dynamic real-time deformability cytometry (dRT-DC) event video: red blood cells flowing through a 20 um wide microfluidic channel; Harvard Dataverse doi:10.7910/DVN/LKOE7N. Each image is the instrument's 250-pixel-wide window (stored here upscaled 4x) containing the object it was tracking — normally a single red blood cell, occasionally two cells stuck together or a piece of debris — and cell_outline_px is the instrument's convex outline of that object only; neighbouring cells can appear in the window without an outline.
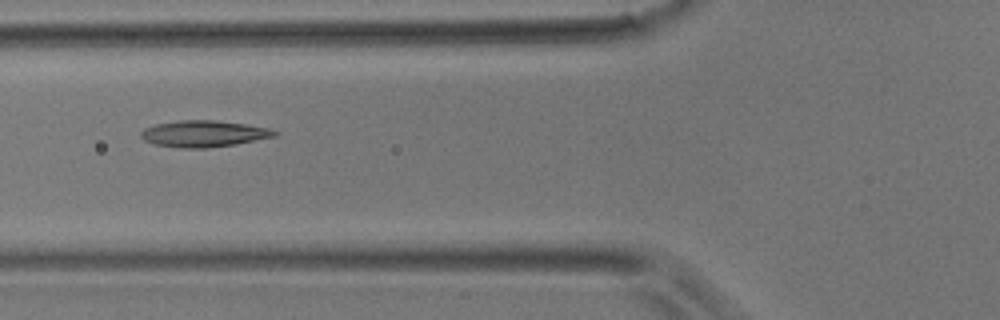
{"species": "common noctule bat (a hibernating species)", "species_latin": "Nyctalus noctula", "temperature_condition": "room temperature", "stored_images_in_passage": 5, "camera_frame_rate_fps": 3000, "um_per_image_px": 0.085, "animal": {"sex": "male", "body_mass_g": 17.9}, "frame": {"image": 1, "passage_image": 5, "time_ms": 1.333, "image_size_px": [1000, 320], "cell_outline_px": [[280, 132], [276, 136], [236, 144], [204, 148], [180, 148], [156, 144], [144, 140], [140, 136], [140, 132], [144, 128], [156, 124], [180, 120], [216, 120], [244, 124], [268, 128]], "centroid_in_image_um": [17.31, 11.36], "position_along_channel_um": 108.5, "area_um2": 20.52}}